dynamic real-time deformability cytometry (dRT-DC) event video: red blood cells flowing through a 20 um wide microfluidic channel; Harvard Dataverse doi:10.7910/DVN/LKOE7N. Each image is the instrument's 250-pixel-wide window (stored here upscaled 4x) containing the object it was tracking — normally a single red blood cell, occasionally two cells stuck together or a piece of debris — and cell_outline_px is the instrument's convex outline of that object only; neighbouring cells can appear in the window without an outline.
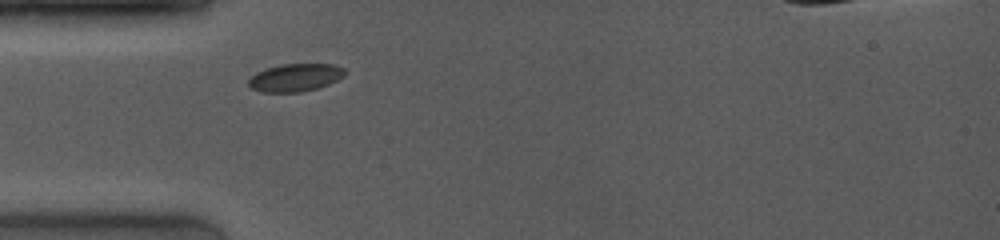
{"species": "common noctule bat (a hibernating species)", "species_latin": "Nyctalus noctula", "temperature_condition": "room temperature", "stored_images_in_passage": 40, "camera_frame_rate_fps": 4000, "um_per_image_px": 0.085, "animal": {"sex": "female", "body_mass_g": 19.0, "forearm_length_mm": 53.3}, "frame": {"image": 1, "passage_image": 1, "time_ms": 0.0, "image_size_px": [1000, 240], "cell_outline_px": [[344, 76], [328, 84], [316, 88], [300, 92], [264, 92], [252, 88], [248, 84], [248, 80], [256, 72], [264, 68], [280, 64], [332, 64], [344, 68]], "centroid_in_image_um": [25.07, 6.58], "position_along_channel_um": 59.9, "area_um2": 15.49}}